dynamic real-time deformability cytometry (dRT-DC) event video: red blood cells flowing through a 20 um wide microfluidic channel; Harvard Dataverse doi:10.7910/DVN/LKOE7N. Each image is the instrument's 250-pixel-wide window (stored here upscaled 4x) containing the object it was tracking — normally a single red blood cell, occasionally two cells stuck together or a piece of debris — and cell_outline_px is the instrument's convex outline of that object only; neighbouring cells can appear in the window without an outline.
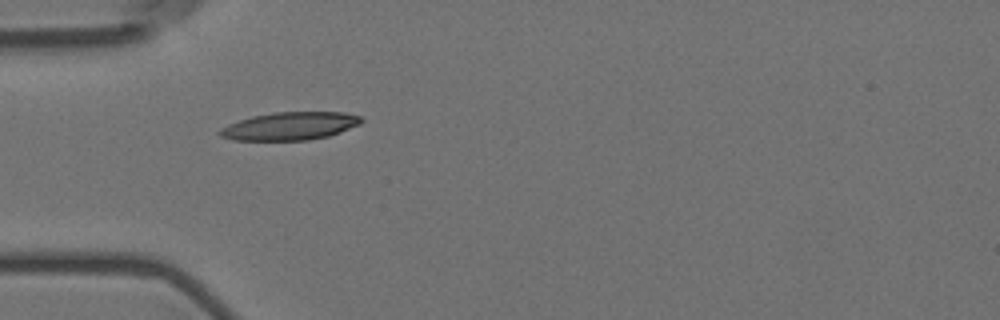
{"species": "Egyptian fruit bat (a non-hibernating species)", "species_latin": "Rousettus aegyptiacus", "temperature_condition": "room temperature", "stored_images_in_passage": 40, "camera_frame_rate_fps": 3000, "um_per_image_px": 0.085, "animal": {"sex": "female"}, "frame": {"image": 1, "passage_image": 1, "time_ms": 0.0, "image_size_px": [1000, 320], "cell_outline_px": [[364, 120], [360, 124], [340, 132], [328, 136], [308, 140], [232, 140], [220, 136], [216, 132], [220, 128], [228, 124], [252, 116], [272, 112], [344, 112], [360, 116]], "centroid_in_image_um": [24.62, 10.71], "position_along_channel_um": 60.4, "area_um2": 23.12}}
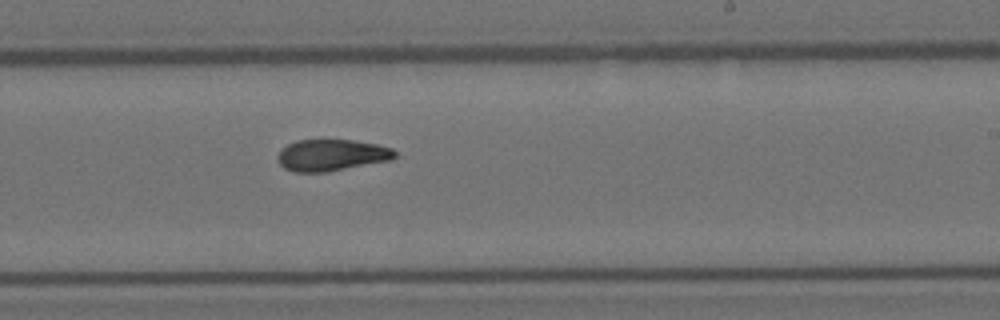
{"frame": {"image": 2, "passage_image": 18, "time_ms": 5.667, "image_size_px": [1000, 320], "cell_outline_px": [[396, 156], [392, 160], [324, 172], [296, 172], [284, 168], [276, 160], [276, 156], [280, 148], [296, 140], [352, 140], [376, 144], [392, 148], [396, 152]], "centroid_in_image_um": [28.15, 13.18], "position_along_channel_um": 260.9, "area_um2": 21.62}}
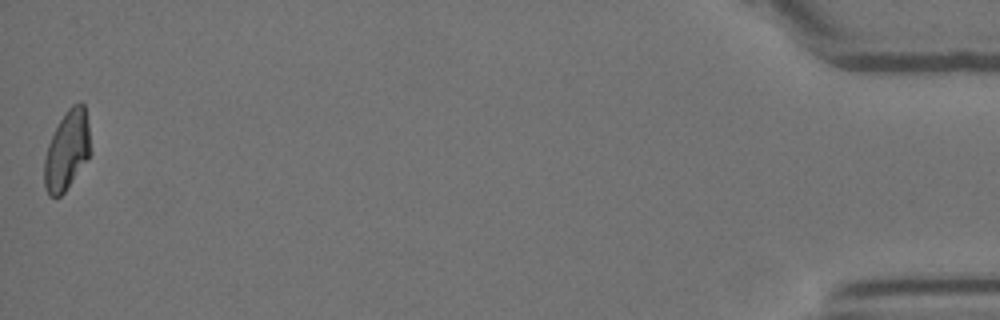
{"frame": {"image": 3, "passage_image": 40, "time_ms": 13.0, "image_size_px": [1000, 320], "cell_outline_px": [[92, 152], [88, 160], [64, 192], [60, 196], [48, 196], [44, 188], [44, 160], [48, 144], [64, 112], [72, 104], [80, 100], [84, 104], [88, 124]], "centroid_in_image_um": [5.71, 12.77], "position_along_channel_um": 429.5, "area_um2": 21.62}, "authors_computed_cell_mechanics": {"area_um2": 21.9062, "velocity_mm_per_s": 3.5868, "shape_relaxation_time_tau1_ms": null, "shape_relaxation_time_tau2_ms": 4.2804, "deformation_change_tau1": null, "deformation_change_tau2": 0.1084}}